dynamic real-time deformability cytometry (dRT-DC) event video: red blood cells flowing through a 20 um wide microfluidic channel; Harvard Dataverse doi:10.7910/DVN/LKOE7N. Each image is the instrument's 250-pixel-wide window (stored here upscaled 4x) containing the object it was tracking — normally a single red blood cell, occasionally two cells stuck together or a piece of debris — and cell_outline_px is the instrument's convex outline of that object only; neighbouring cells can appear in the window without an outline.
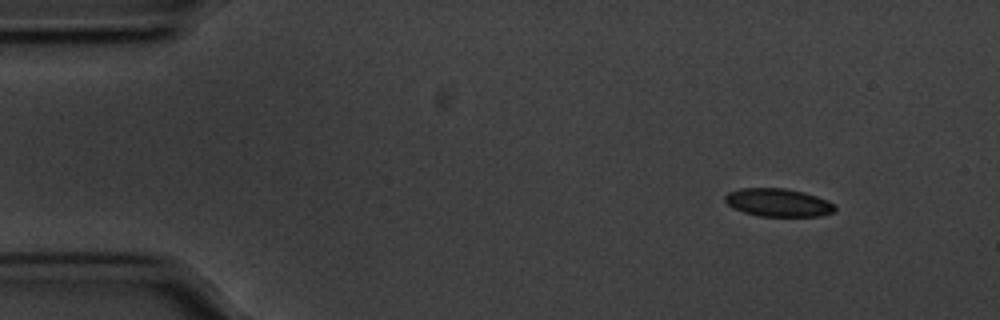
{"species": "common noctule bat (a hibernating species)", "species_latin": "Nyctalus noctula", "temperature_condition": "cold", "stored_images_in_passage": 51, "camera_frame_rate_fps": 3000, "um_per_image_px": 0.085, "animal": {"sex": "male", "body_mass_g": 20.1, "forearm_length_mm": 53.5}, "frame": {"image": 1, "passage_image": 1, "time_ms": 0.0, "image_size_px": [1000, 320], "cell_outline_px": [[836, 212], [820, 216], [760, 216], [744, 212], [732, 208], [724, 200], [724, 196], [728, 192], [740, 188], [784, 188], [804, 192], [828, 200], [836, 204]], "centroid_in_image_um": [66.17, 17.22], "position_along_channel_um": 18.8, "area_um2": 18.15}}
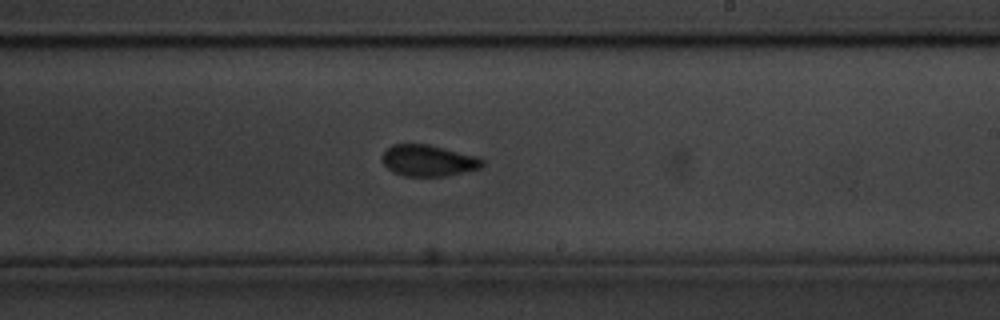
{"frame": {"image": 2, "passage_image": 28, "time_ms": 9.0, "image_size_px": [1000, 320], "cell_outline_px": [[484, 164], [480, 168], [444, 176], [404, 176], [392, 172], [380, 160], [380, 156], [392, 144], [428, 144], [476, 156], [484, 160]], "centroid_in_image_um": [36.36, 13.65], "position_along_channel_um": 252.6, "area_um2": 18.26}}
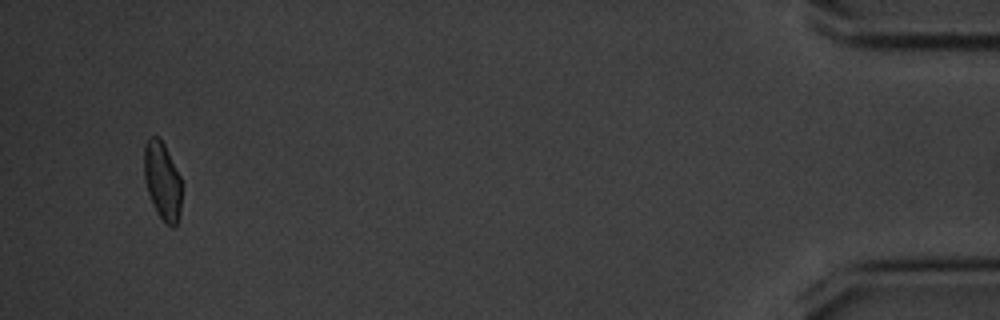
{"frame": {"image": 3, "passage_image": 49, "time_ms": 16.0, "image_size_px": [1000, 320], "cell_outline_px": [[180, 212], [176, 228], [172, 228], [164, 224], [156, 212], [152, 204], [144, 180], [144, 144], [152, 136], [160, 136], [180, 176]], "centroid_in_image_um": [13.78, 15.42], "position_along_channel_um": 421.4, "area_um2": 17.22}, "authors_computed_cell_mechanics": {"area_um2": 18.2648, "velocity_mm_per_s": 3.5363, "shape_relaxation_time_tau1_ms": 3.5809, "shape_relaxation_time_tau2_ms": 2.4059, "deformation_change_tau1": 0.0876, "deformation_change_tau2": 0.0665}}